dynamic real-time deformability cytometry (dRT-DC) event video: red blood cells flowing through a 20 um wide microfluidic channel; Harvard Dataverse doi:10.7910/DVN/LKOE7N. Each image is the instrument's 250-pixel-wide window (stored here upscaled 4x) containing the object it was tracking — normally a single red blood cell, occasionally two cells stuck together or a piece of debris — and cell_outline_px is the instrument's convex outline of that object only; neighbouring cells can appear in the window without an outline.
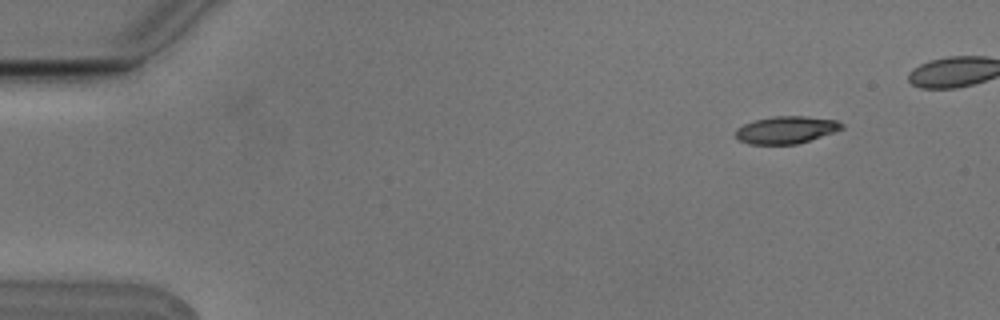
{"species": "Egyptian fruit bat (a non-hibernating species)", "species_latin": "Rousettus aegyptiacus", "temperature_condition": "cold", "stored_images_in_passage": 5, "camera_frame_rate_fps": 3000, "um_per_image_px": 0.085, "animal": {"sex": "male"}, "frame": {"image": 1, "passage_image": 1, "time_ms": 0.0, "image_size_px": [1000, 320], "cell_outline_px": [[844, 128], [796, 144], [748, 144], [740, 140], [736, 136], [736, 128], [744, 124], [756, 120], [772, 116], [804, 116], [836, 120], [844, 124]], "centroid_in_image_um": [66.8, 11.03], "position_along_channel_um": 18.2, "area_um2": 16.65}}